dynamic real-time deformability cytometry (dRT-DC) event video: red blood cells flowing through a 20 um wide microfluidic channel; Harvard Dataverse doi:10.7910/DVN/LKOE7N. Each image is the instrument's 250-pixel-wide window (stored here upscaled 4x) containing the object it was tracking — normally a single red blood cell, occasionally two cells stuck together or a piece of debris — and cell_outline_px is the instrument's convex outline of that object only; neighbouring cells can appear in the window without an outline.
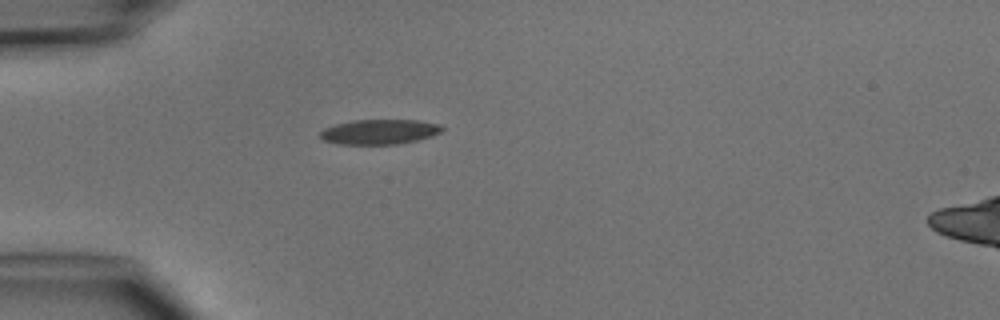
{"species": "common noctule bat (a hibernating species)", "species_latin": "Nyctalus noctula", "temperature_condition": "cold", "stored_images_in_passage": 5, "camera_frame_rate_fps": 3000, "um_per_image_px": 0.085, "animal": {"sex": "male", "body_mass_g": 15.6}, "frame": {"image": 1, "passage_image": 5, "time_ms": 5.333, "image_size_px": [1000, 320], "cell_outline_px": [[444, 128], [440, 132], [432, 136], [416, 140], [396, 144], [336, 144], [324, 140], [320, 136], [320, 132], [324, 128], [336, 124], [352, 120], [416, 120], [440, 124]], "centroid_in_image_um": [32.24, 11.2], "position_along_channel_um": 52.8, "area_um2": 17.63}}